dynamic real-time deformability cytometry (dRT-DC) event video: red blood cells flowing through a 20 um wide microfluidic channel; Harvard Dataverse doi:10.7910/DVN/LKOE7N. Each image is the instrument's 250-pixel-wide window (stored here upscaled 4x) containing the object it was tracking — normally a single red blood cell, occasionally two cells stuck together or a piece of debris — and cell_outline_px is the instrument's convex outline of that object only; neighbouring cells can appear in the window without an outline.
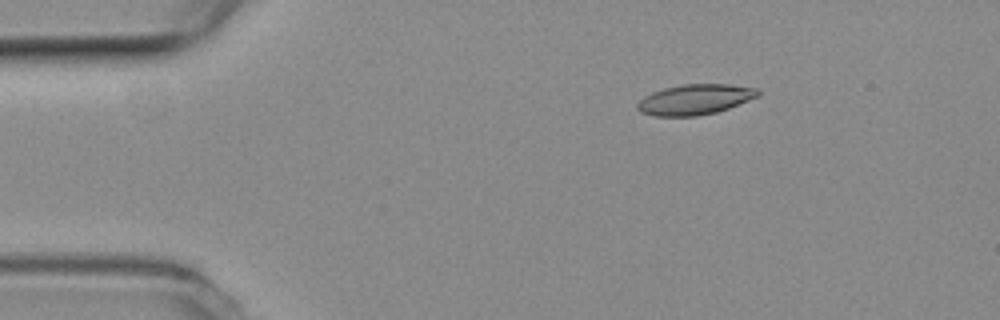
{"species": "common noctule bat (a hibernating species)", "species_latin": "Nyctalus noctula", "temperature_condition": "room temperature", "stored_images_in_passage": 6, "camera_frame_rate_fps": 3000, "um_per_image_px": 0.085, "animal": {"sex": "female", "body_mass_g": 19.3, "forearm_length_mm": 54.1}, "frame": {"image": 1, "passage_image": 3, "time_ms": 0.667, "image_size_px": [1000, 320], "cell_outline_px": [[760, 96], [728, 108], [716, 112], [696, 116], [656, 116], [640, 112], [636, 108], [636, 104], [644, 96], [652, 92], [664, 88], [684, 84], [728, 84], [756, 88], [760, 92]], "centroid_in_image_um": [59.06, 8.45], "position_along_channel_um": 25.9, "area_um2": 21.33}}